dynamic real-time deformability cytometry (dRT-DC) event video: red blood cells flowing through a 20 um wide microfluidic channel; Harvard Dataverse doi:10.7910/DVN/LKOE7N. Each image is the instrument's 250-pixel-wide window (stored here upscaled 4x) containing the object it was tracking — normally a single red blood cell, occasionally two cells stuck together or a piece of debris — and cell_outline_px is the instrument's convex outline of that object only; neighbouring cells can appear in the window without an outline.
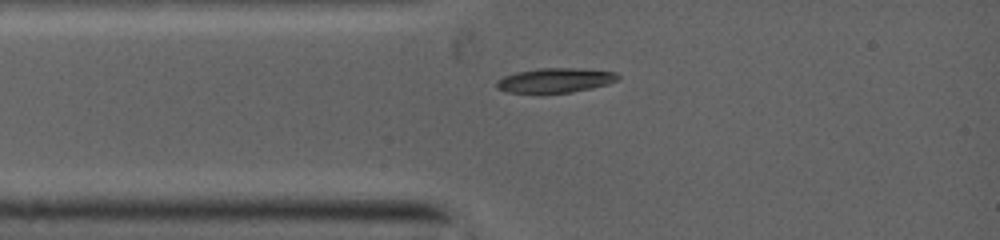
{"species": "common noctule bat (a hibernating species)", "species_latin": "Nyctalus noctula", "temperature_condition": "warm", "stored_images_in_passage": 59, "camera_frame_rate_fps": 5000, "um_per_image_px": 0.085, "animal": {"sex": "female", "body_mass_g": 19.0, "forearm_length_mm": 53.3}, "frame": {"image": 1, "passage_image": 1, "time_ms": 0.0, "image_size_px": [1000, 240], "cell_outline_px": [[620, 76], [616, 80], [608, 84], [592, 88], [572, 92], [508, 92], [496, 88], [496, 84], [504, 76], [516, 72], [540, 68], [568, 68], [616, 72]], "centroid_in_image_um": [47.2, 6.82], "position_along_channel_um": 37.8, "area_um2": 16.94}}
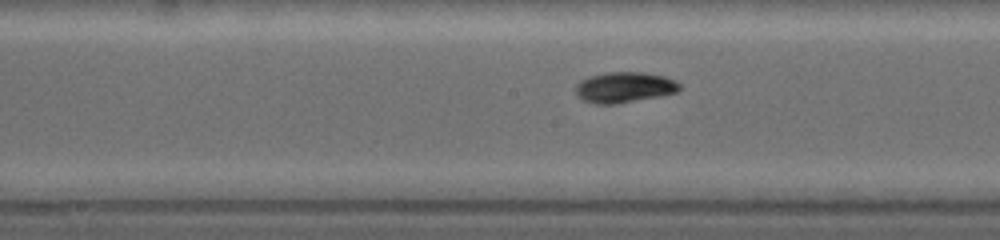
{"frame": {"image": 2, "passage_image": 22, "time_ms": 3.6, "image_size_px": [1000, 240], "cell_outline_px": [[680, 88], [676, 92], [656, 96], [608, 104], [604, 104], [584, 100], [576, 92], [576, 88], [584, 80], [592, 76], [612, 72], [644, 72], [664, 76], [676, 80], [680, 84]], "centroid_in_image_um": [53.15, 7.39], "position_along_channel_um": 195.1, "area_um2": 17.63}}
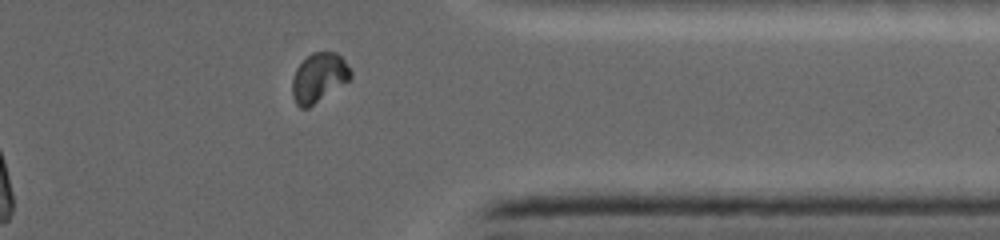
{"frame": {"image": 3, "passage_image": 48, "time_ms": 8.0, "image_size_px": [1000, 240], "cell_outline_px": [[352, 76], [348, 80], [308, 108], [300, 108], [296, 104], [292, 96], [292, 80], [296, 68], [312, 52], [336, 52], [344, 60], [352, 72]], "centroid_in_image_um": [27.08, 6.6], "position_along_channel_um": 384.3, "area_um2": 16.47}}